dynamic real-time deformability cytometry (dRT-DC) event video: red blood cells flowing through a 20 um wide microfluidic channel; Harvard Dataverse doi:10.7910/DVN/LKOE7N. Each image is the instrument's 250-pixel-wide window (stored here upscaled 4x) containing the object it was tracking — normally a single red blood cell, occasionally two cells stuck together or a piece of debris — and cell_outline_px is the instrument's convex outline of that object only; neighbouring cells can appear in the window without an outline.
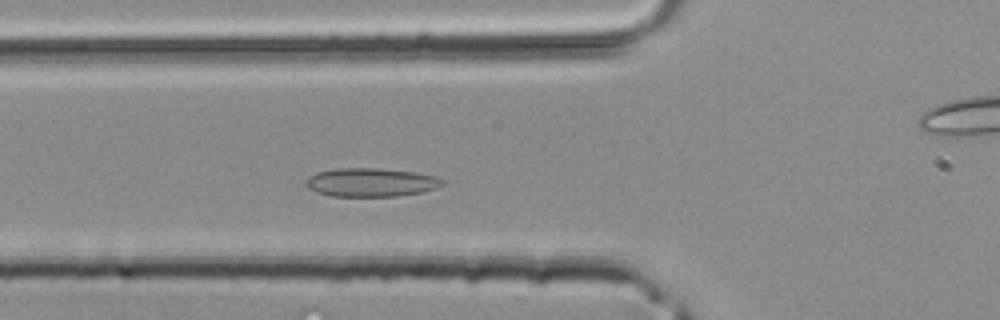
{"species": "common noctule bat (a hibernating species)", "species_latin": "Nyctalus noctula", "temperature_condition": "room temperature", "stored_images_in_passage": 37, "camera_frame_rate_fps": 3000, "um_per_image_px": 0.085, "animal": {"sex": "male", "body_mass_g": 20.4}, "frame": {"image": 1, "passage_image": 9, "time_ms": 2.667, "image_size_px": [1000, 320], "cell_outline_px": [[448, 180], [444, 184], [436, 188], [420, 192], [396, 196], [332, 196], [316, 192], [308, 188], [304, 184], [304, 180], [308, 176], [316, 172], [336, 168], [376, 168], [416, 172], [436, 176]], "centroid_in_image_um": [31.52, 15.49], "position_along_channel_um": 94.3, "area_um2": 23.0}}
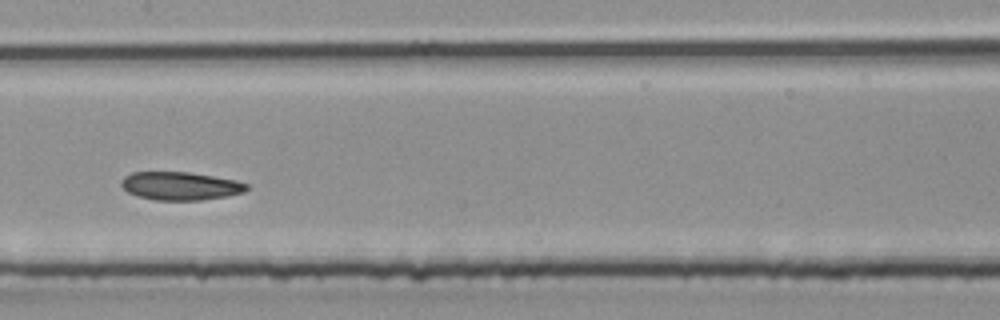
{"frame": {"image": 2, "passage_image": 15, "time_ms": 4.667, "image_size_px": [1000, 320], "cell_outline_px": [[248, 188], [244, 192], [228, 196], [200, 200], [156, 200], [136, 196], [128, 192], [120, 184], [120, 180], [124, 176], [132, 172], [188, 172], [236, 180], [248, 184]], "centroid_in_image_um": [15.31, 15.8], "position_along_channel_um": 192.1, "area_um2": 20.63}}
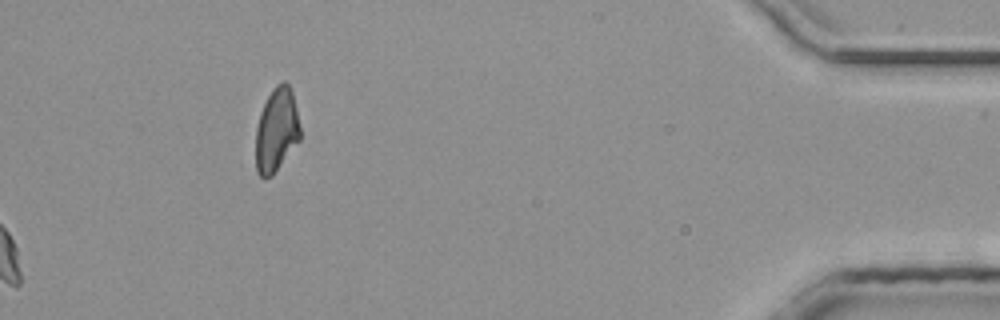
{"frame": {"image": 3, "passage_image": 37, "time_ms": 12.0, "image_size_px": [1000, 320], "cell_outline_px": [[300, 140], [272, 176], [264, 180], [256, 172], [256, 128], [260, 112], [272, 88], [276, 84], [284, 80], [288, 84], [292, 92], [296, 108], [300, 128]], "centroid_in_image_um": [23.49, 11.07], "position_along_channel_um": 411.7, "area_um2": 21.85}}